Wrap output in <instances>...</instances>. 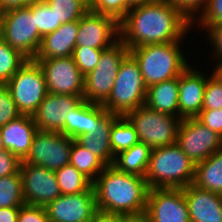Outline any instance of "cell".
<instances>
[{
    "label": "cell",
    "instance_id": "obj_11",
    "mask_svg": "<svg viewBox=\"0 0 222 222\" xmlns=\"http://www.w3.org/2000/svg\"><path fill=\"white\" fill-rule=\"evenodd\" d=\"M176 144L197 164L222 147V137L197 118H185L180 122Z\"/></svg>",
    "mask_w": 222,
    "mask_h": 222
},
{
    "label": "cell",
    "instance_id": "obj_36",
    "mask_svg": "<svg viewBox=\"0 0 222 222\" xmlns=\"http://www.w3.org/2000/svg\"><path fill=\"white\" fill-rule=\"evenodd\" d=\"M104 50L106 49H94L86 46L75 47L72 57L84 76L95 69Z\"/></svg>",
    "mask_w": 222,
    "mask_h": 222
},
{
    "label": "cell",
    "instance_id": "obj_44",
    "mask_svg": "<svg viewBox=\"0 0 222 222\" xmlns=\"http://www.w3.org/2000/svg\"><path fill=\"white\" fill-rule=\"evenodd\" d=\"M91 222H135V220L125 215L105 214L98 212Z\"/></svg>",
    "mask_w": 222,
    "mask_h": 222
},
{
    "label": "cell",
    "instance_id": "obj_14",
    "mask_svg": "<svg viewBox=\"0 0 222 222\" xmlns=\"http://www.w3.org/2000/svg\"><path fill=\"white\" fill-rule=\"evenodd\" d=\"M25 204L46 207L60 195L54 171L42 166L20 163Z\"/></svg>",
    "mask_w": 222,
    "mask_h": 222
},
{
    "label": "cell",
    "instance_id": "obj_21",
    "mask_svg": "<svg viewBox=\"0 0 222 222\" xmlns=\"http://www.w3.org/2000/svg\"><path fill=\"white\" fill-rule=\"evenodd\" d=\"M183 189L191 222H222V195L193 184Z\"/></svg>",
    "mask_w": 222,
    "mask_h": 222
},
{
    "label": "cell",
    "instance_id": "obj_39",
    "mask_svg": "<svg viewBox=\"0 0 222 222\" xmlns=\"http://www.w3.org/2000/svg\"><path fill=\"white\" fill-rule=\"evenodd\" d=\"M206 31L208 34L206 38H209L210 46L212 44L211 48H213L211 57L216 64L213 68L222 70V23L209 26Z\"/></svg>",
    "mask_w": 222,
    "mask_h": 222
},
{
    "label": "cell",
    "instance_id": "obj_2",
    "mask_svg": "<svg viewBox=\"0 0 222 222\" xmlns=\"http://www.w3.org/2000/svg\"><path fill=\"white\" fill-rule=\"evenodd\" d=\"M98 212L125 215L141 221L149 187L144 177L107 166L93 182Z\"/></svg>",
    "mask_w": 222,
    "mask_h": 222
},
{
    "label": "cell",
    "instance_id": "obj_28",
    "mask_svg": "<svg viewBox=\"0 0 222 222\" xmlns=\"http://www.w3.org/2000/svg\"><path fill=\"white\" fill-rule=\"evenodd\" d=\"M61 195H73L88 191L93 183L71 164L55 171Z\"/></svg>",
    "mask_w": 222,
    "mask_h": 222
},
{
    "label": "cell",
    "instance_id": "obj_43",
    "mask_svg": "<svg viewBox=\"0 0 222 222\" xmlns=\"http://www.w3.org/2000/svg\"><path fill=\"white\" fill-rule=\"evenodd\" d=\"M21 161L8 150L0 152V178L15 174L20 167Z\"/></svg>",
    "mask_w": 222,
    "mask_h": 222
},
{
    "label": "cell",
    "instance_id": "obj_47",
    "mask_svg": "<svg viewBox=\"0 0 222 222\" xmlns=\"http://www.w3.org/2000/svg\"><path fill=\"white\" fill-rule=\"evenodd\" d=\"M128 5L133 8L146 3V0H127Z\"/></svg>",
    "mask_w": 222,
    "mask_h": 222
},
{
    "label": "cell",
    "instance_id": "obj_27",
    "mask_svg": "<svg viewBox=\"0 0 222 222\" xmlns=\"http://www.w3.org/2000/svg\"><path fill=\"white\" fill-rule=\"evenodd\" d=\"M69 164L86 176L92 183L107 165L86 148L72 139Z\"/></svg>",
    "mask_w": 222,
    "mask_h": 222
},
{
    "label": "cell",
    "instance_id": "obj_29",
    "mask_svg": "<svg viewBox=\"0 0 222 222\" xmlns=\"http://www.w3.org/2000/svg\"><path fill=\"white\" fill-rule=\"evenodd\" d=\"M110 142L114 156L139 142L134 126L125 116H119L113 123Z\"/></svg>",
    "mask_w": 222,
    "mask_h": 222
},
{
    "label": "cell",
    "instance_id": "obj_38",
    "mask_svg": "<svg viewBox=\"0 0 222 222\" xmlns=\"http://www.w3.org/2000/svg\"><path fill=\"white\" fill-rule=\"evenodd\" d=\"M20 115L9 90L4 84H0V127L5 126Z\"/></svg>",
    "mask_w": 222,
    "mask_h": 222
},
{
    "label": "cell",
    "instance_id": "obj_18",
    "mask_svg": "<svg viewBox=\"0 0 222 222\" xmlns=\"http://www.w3.org/2000/svg\"><path fill=\"white\" fill-rule=\"evenodd\" d=\"M206 74V75H205ZM203 71L189 66L178 76L179 118H196L203 107V97L207 78Z\"/></svg>",
    "mask_w": 222,
    "mask_h": 222
},
{
    "label": "cell",
    "instance_id": "obj_33",
    "mask_svg": "<svg viewBox=\"0 0 222 222\" xmlns=\"http://www.w3.org/2000/svg\"><path fill=\"white\" fill-rule=\"evenodd\" d=\"M207 78L202 110L222 109V70L212 69Z\"/></svg>",
    "mask_w": 222,
    "mask_h": 222
},
{
    "label": "cell",
    "instance_id": "obj_23",
    "mask_svg": "<svg viewBox=\"0 0 222 222\" xmlns=\"http://www.w3.org/2000/svg\"><path fill=\"white\" fill-rule=\"evenodd\" d=\"M178 77L147 88L145 105L154 111L179 117Z\"/></svg>",
    "mask_w": 222,
    "mask_h": 222
},
{
    "label": "cell",
    "instance_id": "obj_32",
    "mask_svg": "<svg viewBox=\"0 0 222 222\" xmlns=\"http://www.w3.org/2000/svg\"><path fill=\"white\" fill-rule=\"evenodd\" d=\"M28 59L0 39V84L13 77Z\"/></svg>",
    "mask_w": 222,
    "mask_h": 222
},
{
    "label": "cell",
    "instance_id": "obj_26",
    "mask_svg": "<svg viewBox=\"0 0 222 222\" xmlns=\"http://www.w3.org/2000/svg\"><path fill=\"white\" fill-rule=\"evenodd\" d=\"M95 125H97V104L83 101L75 110L67 113L62 134L75 139L79 135L91 133Z\"/></svg>",
    "mask_w": 222,
    "mask_h": 222
},
{
    "label": "cell",
    "instance_id": "obj_49",
    "mask_svg": "<svg viewBox=\"0 0 222 222\" xmlns=\"http://www.w3.org/2000/svg\"><path fill=\"white\" fill-rule=\"evenodd\" d=\"M2 18H3V12L0 10V39L2 37Z\"/></svg>",
    "mask_w": 222,
    "mask_h": 222
},
{
    "label": "cell",
    "instance_id": "obj_12",
    "mask_svg": "<svg viewBox=\"0 0 222 222\" xmlns=\"http://www.w3.org/2000/svg\"><path fill=\"white\" fill-rule=\"evenodd\" d=\"M142 222H191L184 189H149Z\"/></svg>",
    "mask_w": 222,
    "mask_h": 222
},
{
    "label": "cell",
    "instance_id": "obj_19",
    "mask_svg": "<svg viewBox=\"0 0 222 222\" xmlns=\"http://www.w3.org/2000/svg\"><path fill=\"white\" fill-rule=\"evenodd\" d=\"M118 117L119 115L109 113L102 105L97 104V125L91 130V133L79 135L74 139L107 166H111L115 158L111 149L110 132Z\"/></svg>",
    "mask_w": 222,
    "mask_h": 222
},
{
    "label": "cell",
    "instance_id": "obj_5",
    "mask_svg": "<svg viewBox=\"0 0 222 222\" xmlns=\"http://www.w3.org/2000/svg\"><path fill=\"white\" fill-rule=\"evenodd\" d=\"M146 95L147 87L138 62L129 53L123 59L111 93L102 106L109 113L125 116L145 105Z\"/></svg>",
    "mask_w": 222,
    "mask_h": 222
},
{
    "label": "cell",
    "instance_id": "obj_24",
    "mask_svg": "<svg viewBox=\"0 0 222 222\" xmlns=\"http://www.w3.org/2000/svg\"><path fill=\"white\" fill-rule=\"evenodd\" d=\"M193 185L222 195V147L209 158L195 164Z\"/></svg>",
    "mask_w": 222,
    "mask_h": 222
},
{
    "label": "cell",
    "instance_id": "obj_31",
    "mask_svg": "<svg viewBox=\"0 0 222 222\" xmlns=\"http://www.w3.org/2000/svg\"><path fill=\"white\" fill-rule=\"evenodd\" d=\"M54 11L57 24L78 21L88 10V0H44Z\"/></svg>",
    "mask_w": 222,
    "mask_h": 222
},
{
    "label": "cell",
    "instance_id": "obj_22",
    "mask_svg": "<svg viewBox=\"0 0 222 222\" xmlns=\"http://www.w3.org/2000/svg\"><path fill=\"white\" fill-rule=\"evenodd\" d=\"M78 21L63 23L54 32L42 37L35 59L70 57L76 47Z\"/></svg>",
    "mask_w": 222,
    "mask_h": 222
},
{
    "label": "cell",
    "instance_id": "obj_3",
    "mask_svg": "<svg viewBox=\"0 0 222 222\" xmlns=\"http://www.w3.org/2000/svg\"><path fill=\"white\" fill-rule=\"evenodd\" d=\"M182 43L147 44L129 49V53L138 62L147 88L180 76L190 66L187 55L181 49Z\"/></svg>",
    "mask_w": 222,
    "mask_h": 222
},
{
    "label": "cell",
    "instance_id": "obj_42",
    "mask_svg": "<svg viewBox=\"0 0 222 222\" xmlns=\"http://www.w3.org/2000/svg\"><path fill=\"white\" fill-rule=\"evenodd\" d=\"M196 118L222 137V109L202 110Z\"/></svg>",
    "mask_w": 222,
    "mask_h": 222
},
{
    "label": "cell",
    "instance_id": "obj_10",
    "mask_svg": "<svg viewBox=\"0 0 222 222\" xmlns=\"http://www.w3.org/2000/svg\"><path fill=\"white\" fill-rule=\"evenodd\" d=\"M71 146L72 138L62 133L38 130L29 154L21 163L42 166L55 172L69 164Z\"/></svg>",
    "mask_w": 222,
    "mask_h": 222
},
{
    "label": "cell",
    "instance_id": "obj_6",
    "mask_svg": "<svg viewBox=\"0 0 222 222\" xmlns=\"http://www.w3.org/2000/svg\"><path fill=\"white\" fill-rule=\"evenodd\" d=\"M125 117L134 126L139 142L151 149L176 143L181 118L154 111L146 105L128 112Z\"/></svg>",
    "mask_w": 222,
    "mask_h": 222
},
{
    "label": "cell",
    "instance_id": "obj_37",
    "mask_svg": "<svg viewBox=\"0 0 222 222\" xmlns=\"http://www.w3.org/2000/svg\"><path fill=\"white\" fill-rule=\"evenodd\" d=\"M192 21L198 29L206 30L209 26L222 23V0H208L205 8ZM195 21V23H194Z\"/></svg>",
    "mask_w": 222,
    "mask_h": 222
},
{
    "label": "cell",
    "instance_id": "obj_4",
    "mask_svg": "<svg viewBox=\"0 0 222 222\" xmlns=\"http://www.w3.org/2000/svg\"><path fill=\"white\" fill-rule=\"evenodd\" d=\"M195 164L175 143L152 149L145 180L149 189H183L193 184Z\"/></svg>",
    "mask_w": 222,
    "mask_h": 222
},
{
    "label": "cell",
    "instance_id": "obj_9",
    "mask_svg": "<svg viewBox=\"0 0 222 222\" xmlns=\"http://www.w3.org/2000/svg\"><path fill=\"white\" fill-rule=\"evenodd\" d=\"M1 38L27 59H35L42 36L38 32L31 5L3 13Z\"/></svg>",
    "mask_w": 222,
    "mask_h": 222
},
{
    "label": "cell",
    "instance_id": "obj_46",
    "mask_svg": "<svg viewBox=\"0 0 222 222\" xmlns=\"http://www.w3.org/2000/svg\"><path fill=\"white\" fill-rule=\"evenodd\" d=\"M23 0H0V10L4 13L12 9L26 7Z\"/></svg>",
    "mask_w": 222,
    "mask_h": 222
},
{
    "label": "cell",
    "instance_id": "obj_35",
    "mask_svg": "<svg viewBox=\"0 0 222 222\" xmlns=\"http://www.w3.org/2000/svg\"><path fill=\"white\" fill-rule=\"evenodd\" d=\"M31 11L35 17L38 32L42 37L60 27L61 24H57L54 11L44 1L31 4Z\"/></svg>",
    "mask_w": 222,
    "mask_h": 222
},
{
    "label": "cell",
    "instance_id": "obj_15",
    "mask_svg": "<svg viewBox=\"0 0 222 222\" xmlns=\"http://www.w3.org/2000/svg\"><path fill=\"white\" fill-rule=\"evenodd\" d=\"M119 40V23L110 16L88 10L78 20L76 46L108 49Z\"/></svg>",
    "mask_w": 222,
    "mask_h": 222
},
{
    "label": "cell",
    "instance_id": "obj_20",
    "mask_svg": "<svg viewBox=\"0 0 222 222\" xmlns=\"http://www.w3.org/2000/svg\"><path fill=\"white\" fill-rule=\"evenodd\" d=\"M38 129L33 116L20 115L5 126L0 127V134L5 149L23 161L29 154L33 138Z\"/></svg>",
    "mask_w": 222,
    "mask_h": 222
},
{
    "label": "cell",
    "instance_id": "obj_40",
    "mask_svg": "<svg viewBox=\"0 0 222 222\" xmlns=\"http://www.w3.org/2000/svg\"><path fill=\"white\" fill-rule=\"evenodd\" d=\"M167 2L172 7L178 8L187 18L193 21L205 8L208 0H168Z\"/></svg>",
    "mask_w": 222,
    "mask_h": 222
},
{
    "label": "cell",
    "instance_id": "obj_1",
    "mask_svg": "<svg viewBox=\"0 0 222 222\" xmlns=\"http://www.w3.org/2000/svg\"><path fill=\"white\" fill-rule=\"evenodd\" d=\"M192 21L168 2H147L131 8L119 23L120 40L128 49L182 41Z\"/></svg>",
    "mask_w": 222,
    "mask_h": 222
},
{
    "label": "cell",
    "instance_id": "obj_50",
    "mask_svg": "<svg viewBox=\"0 0 222 222\" xmlns=\"http://www.w3.org/2000/svg\"><path fill=\"white\" fill-rule=\"evenodd\" d=\"M4 150H6V149H5V146H4V143H3V140H2L1 134H0V152H1V151H4Z\"/></svg>",
    "mask_w": 222,
    "mask_h": 222
},
{
    "label": "cell",
    "instance_id": "obj_48",
    "mask_svg": "<svg viewBox=\"0 0 222 222\" xmlns=\"http://www.w3.org/2000/svg\"><path fill=\"white\" fill-rule=\"evenodd\" d=\"M44 0H23V2L28 6L31 4H36V3H40L43 2Z\"/></svg>",
    "mask_w": 222,
    "mask_h": 222
},
{
    "label": "cell",
    "instance_id": "obj_45",
    "mask_svg": "<svg viewBox=\"0 0 222 222\" xmlns=\"http://www.w3.org/2000/svg\"><path fill=\"white\" fill-rule=\"evenodd\" d=\"M20 207L0 208V222H18Z\"/></svg>",
    "mask_w": 222,
    "mask_h": 222
},
{
    "label": "cell",
    "instance_id": "obj_25",
    "mask_svg": "<svg viewBox=\"0 0 222 222\" xmlns=\"http://www.w3.org/2000/svg\"><path fill=\"white\" fill-rule=\"evenodd\" d=\"M152 149L138 142L115 155L113 166L120 172L145 177Z\"/></svg>",
    "mask_w": 222,
    "mask_h": 222
},
{
    "label": "cell",
    "instance_id": "obj_13",
    "mask_svg": "<svg viewBox=\"0 0 222 222\" xmlns=\"http://www.w3.org/2000/svg\"><path fill=\"white\" fill-rule=\"evenodd\" d=\"M45 76L46 88L52 94L83 95L84 75L72 56L51 59H34Z\"/></svg>",
    "mask_w": 222,
    "mask_h": 222
},
{
    "label": "cell",
    "instance_id": "obj_41",
    "mask_svg": "<svg viewBox=\"0 0 222 222\" xmlns=\"http://www.w3.org/2000/svg\"><path fill=\"white\" fill-rule=\"evenodd\" d=\"M18 222H49L45 207L24 204L20 207Z\"/></svg>",
    "mask_w": 222,
    "mask_h": 222
},
{
    "label": "cell",
    "instance_id": "obj_30",
    "mask_svg": "<svg viewBox=\"0 0 222 222\" xmlns=\"http://www.w3.org/2000/svg\"><path fill=\"white\" fill-rule=\"evenodd\" d=\"M23 198L22 175L18 170L15 174L0 178V208L21 207Z\"/></svg>",
    "mask_w": 222,
    "mask_h": 222
},
{
    "label": "cell",
    "instance_id": "obj_34",
    "mask_svg": "<svg viewBox=\"0 0 222 222\" xmlns=\"http://www.w3.org/2000/svg\"><path fill=\"white\" fill-rule=\"evenodd\" d=\"M90 11L107 15L120 23L131 9L127 0H88Z\"/></svg>",
    "mask_w": 222,
    "mask_h": 222
},
{
    "label": "cell",
    "instance_id": "obj_17",
    "mask_svg": "<svg viewBox=\"0 0 222 222\" xmlns=\"http://www.w3.org/2000/svg\"><path fill=\"white\" fill-rule=\"evenodd\" d=\"M83 101V95L48 92L33 115L37 129L62 133L65 128L67 113L75 110Z\"/></svg>",
    "mask_w": 222,
    "mask_h": 222
},
{
    "label": "cell",
    "instance_id": "obj_51",
    "mask_svg": "<svg viewBox=\"0 0 222 222\" xmlns=\"http://www.w3.org/2000/svg\"><path fill=\"white\" fill-rule=\"evenodd\" d=\"M168 0H146L147 2H167Z\"/></svg>",
    "mask_w": 222,
    "mask_h": 222
},
{
    "label": "cell",
    "instance_id": "obj_8",
    "mask_svg": "<svg viewBox=\"0 0 222 222\" xmlns=\"http://www.w3.org/2000/svg\"><path fill=\"white\" fill-rule=\"evenodd\" d=\"M129 49L119 40L104 50L94 70L84 76L83 100L102 105L111 93L123 59Z\"/></svg>",
    "mask_w": 222,
    "mask_h": 222
},
{
    "label": "cell",
    "instance_id": "obj_7",
    "mask_svg": "<svg viewBox=\"0 0 222 222\" xmlns=\"http://www.w3.org/2000/svg\"><path fill=\"white\" fill-rule=\"evenodd\" d=\"M4 85L22 115L33 116L48 93L42 68L34 59H28Z\"/></svg>",
    "mask_w": 222,
    "mask_h": 222
},
{
    "label": "cell",
    "instance_id": "obj_16",
    "mask_svg": "<svg viewBox=\"0 0 222 222\" xmlns=\"http://www.w3.org/2000/svg\"><path fill=\"white\" fill-rule=\"evenodd\" d=\"M45 209L50 222H91L98 213L94 188L79 194L60 195Z\"/></svg>",
    "mask_w": 222,
    "mask_h": 222
}]
</instances>
